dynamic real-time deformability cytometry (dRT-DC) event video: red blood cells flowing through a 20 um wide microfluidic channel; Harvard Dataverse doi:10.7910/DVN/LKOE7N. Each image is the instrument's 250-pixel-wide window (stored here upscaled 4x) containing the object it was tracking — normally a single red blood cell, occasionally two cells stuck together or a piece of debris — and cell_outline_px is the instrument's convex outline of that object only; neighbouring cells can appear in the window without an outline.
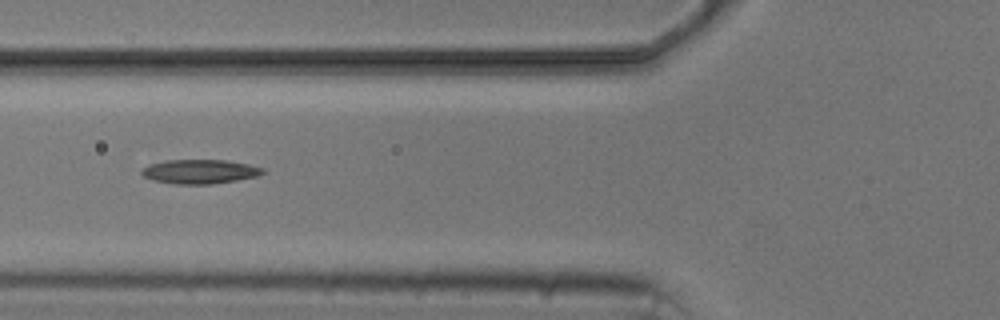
{"species": "common noctule bat (a hibernating species)", "species_latin": "Nyctalus noctula", "temperature_condition": "cold", "stored_images_in_passage": 9, "camera_frame_rate_fps": 3000, "um_per_image_px": 0.085, "animal": {"sex": "male", "body_mass_g": 20.5, "forearm_length_mm": 52.5}, "frame": {"image": 1, "passage_image": 6, "time_ms": 6.667, "image_size_px": [1000, 320], "cell_outline_px": [[264, 172], [260, 176], [212, 184], [176, 184], [156, 180], [144, 176], [140, 172], [148, 164], [164, 160], [228, 160], [248, 164], [264, 168]], "centroid_in_image_um": [17.02, 14.57], "position_along_channel_um": 108.8, "area_um2": 17.05}}
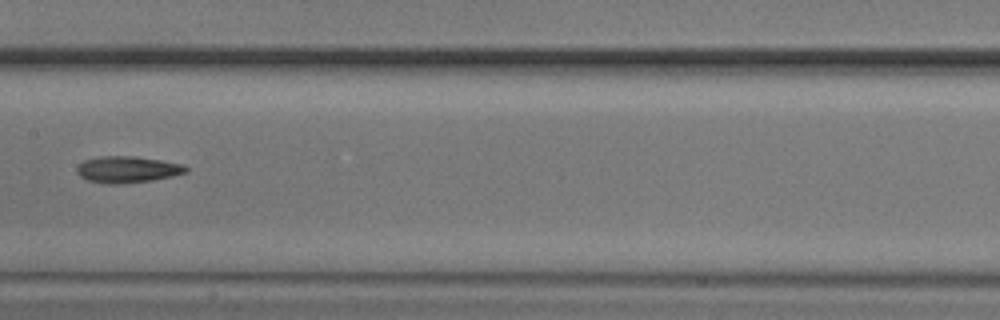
{"frame": {"image": 2, "passage_image": 8, "time_ms": 9.0, "image_size_px": [1000, 320], "cell_outline_px": [[188, 172], [172, 176], [152, 180], [120, 184], [104, 184], [88, 180], [80, 176], [76, 172], [76, 168], [84, 160], [100, 156], [136, 156], [184, 164], [188, 168]], "centroid_in_image_um": [10.83, 14.4], "position_along_channel_um": 196.6, "area_um2": 16.94}}
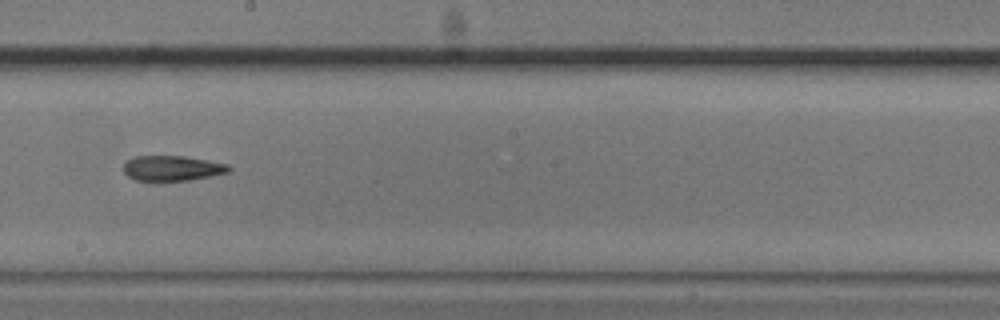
{"frame": {"image": 3, "passage_image": 9, "time_ms": 10.0, "image_size_px": [1000, 320], "cell_outline_px": [[232, 168], [228, 172], [212, 176], [192, 180], [136, 180], [128, 176], [124, 172], [124, 164], [128, 160], [136, 156], [184, 156], [208, 160], [228, 164]], "centroid_in_image_um": [14.68, 14.29], "position_along_channel_um": 233.5, "area_um2": 15.37}}